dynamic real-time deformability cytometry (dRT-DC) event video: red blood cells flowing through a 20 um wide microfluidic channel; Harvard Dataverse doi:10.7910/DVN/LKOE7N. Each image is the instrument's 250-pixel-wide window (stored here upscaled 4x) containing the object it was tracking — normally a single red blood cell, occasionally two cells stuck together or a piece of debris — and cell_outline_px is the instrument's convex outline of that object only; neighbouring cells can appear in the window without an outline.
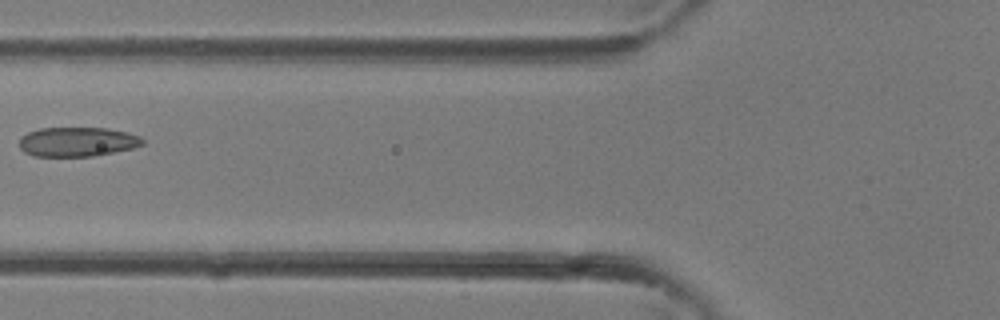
{"species": "common noctule bat (a hibernating species)", "species_latin": "Nyctalus noctula", "temperature_condition": "room temperature", "stored_images_in_passage": 5, "camera_frame_rate_fps": 3000, "um_per_image_px": 0.085, "animal": {"sex": "female"}, "frame": {"image": 1, "passage_image": 5, "time_ms": 1.333, "image_size_px": [1000, 320], "cell_outline_px": [[144, 144], [132, 148], [92, 156], [36, 156], [24, 152], [20, 148], [20, 136], [28, 132], [40, 128], [108, 128], [128, 132], [140, 136], [144, 140]], "centroid_in_image_um": [6.57, 12.04], "position_along_channel_um": 119.2, "area_um2": 21.1}}